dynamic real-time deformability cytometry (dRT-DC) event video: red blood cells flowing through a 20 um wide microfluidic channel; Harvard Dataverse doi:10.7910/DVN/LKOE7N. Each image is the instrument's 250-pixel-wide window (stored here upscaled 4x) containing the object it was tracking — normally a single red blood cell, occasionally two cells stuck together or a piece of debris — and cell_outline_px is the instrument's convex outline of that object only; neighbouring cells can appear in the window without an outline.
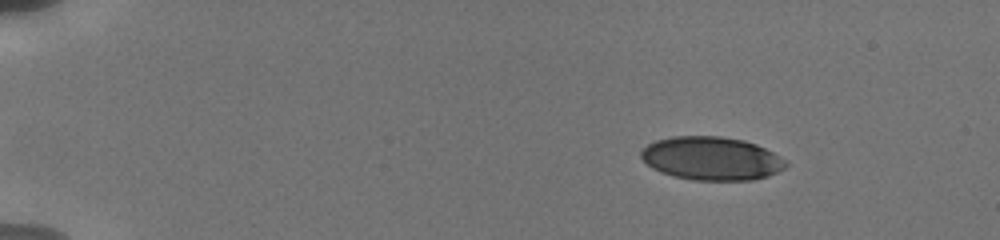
{"species": "human", "species_latin": "Homo sapiens", "temperature_condition": "cold", "stored_images_in_passage": 65, "camera_frame_rate_fps": 3000, "um_per_image_px": 0.085, "donor": {"sex": "male"}, "frame": {"image": 1, "passage_image": 8, "time_ms": 2.667, "image_size_px": [1000, 240], "cell_outline_px": [[788, 164], [784, 168], [768, 176], [752, 180], [692, 180], [672, 176], [660, 172], [652, 168], [640, 156], [640, 152], [648, 144], [656, 140], [672, 136], [720, 136], [744, 140], [756, 144], [780, 156]], "centroid_in_image_um": [60.46, 13.47], "position_along_channel_um": 24.5, "area_um2": 36.59}}
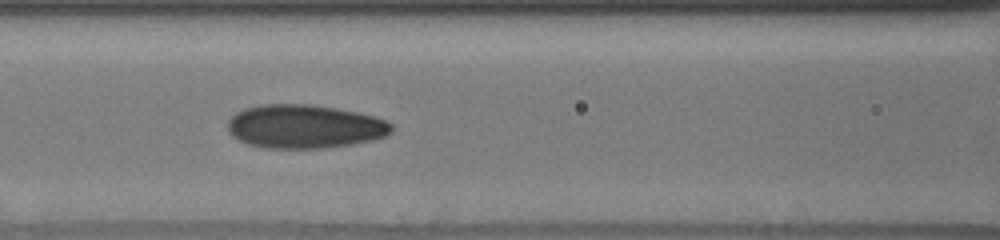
{"frame": {"image": 2, "passage_image": 36, "time_ms": 8.667, "image_size_px": [1000, 240], "cell_outline_px": [[392, 132], [388, 136], [372, 140], [352, 144], [328, 148], [264, 148], [248, 144], [232, 136], [228, 132], [228, 120], [236, 112], [244, 108], [264, 104], [308, 104], [336, 108], [356, 112], [372, 116], [384, 120], [392, 124]], "centroid_in_image_um": [25.88, 10.76], "position_along_channel_um": 140.7, "area_um2": 41.79}}
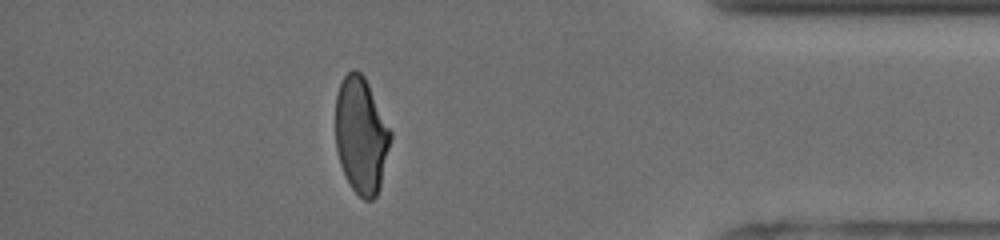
{"frame": {"image": 3, "passage_image": 59, "time_ms": 16.333, "image_size_px": [1000, 240], "cell_outline_px": [[392, 136], [380, 188], [376, 196], [372, 200], [364, 200], [352, 188], [340, 164], [336, 148], [336, 96], [340, 84], [344, 76], [352, 68], [356, 68], [364, 76], [392, 132]], "centroid_in_image_um": [30.7, 11.5], "position_along_channel_um": 404.5, "area_um2": 37.22}, "authors_computed_cell_mechanics": {"area_um2": 39.0728, "velocity_mm_per_s": 3.8242, "shape_relaxation_time_tau1_ms": 6.3006, "shape_relaxation_time_tau2_ms": 1.1084, "deformation_change_tau1": 0.1795, "deformation_change_tau2": 0.0714}}